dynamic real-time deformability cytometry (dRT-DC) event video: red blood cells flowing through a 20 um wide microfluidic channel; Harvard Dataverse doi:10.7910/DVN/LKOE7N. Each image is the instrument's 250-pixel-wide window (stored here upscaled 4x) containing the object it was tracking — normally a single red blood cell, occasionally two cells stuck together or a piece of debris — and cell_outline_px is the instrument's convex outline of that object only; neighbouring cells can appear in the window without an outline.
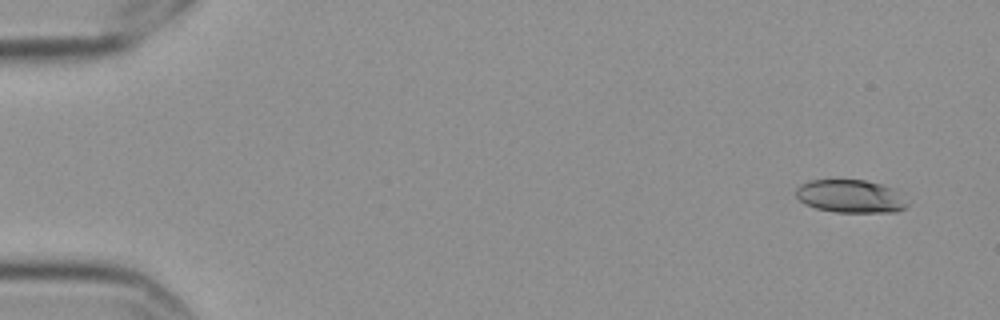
{"species": "Egyptian fruit bat (a non-hibernating species)", "species_latin": "Rousettus aegyptiacus", "temperature_condition": "cold", "stored_images_in_passage": 5, "camera_frame_rate_fps": 3000, "um_per_image_px": 0.085, "frame": {"image": 1, "passage_image": 1, "time_ms": 0.0, "image_size_px": [1000, 320], "cell_outline_px": [[908, 204], [904, 208], [896, 212], [836, 212], [816, 208], [804, 204], [796, 196], [796, 188], [800, 184], [812, 180], [864, 180], [880, 184], [892, 188]], "centroid_in_image_um": [72.24, 16.69], "position_along_channel_um": 12.8, "area_um2": 21.15}}
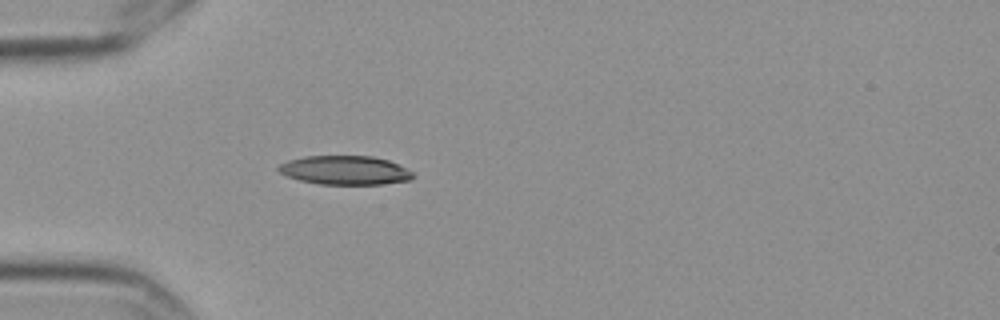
{"frame": {"image": 2, "passage_image": 5, "time_ms": 1.333, "image_size_px": [1000, 320], "cell_outline_px": [[416, 176], [412, 180], [380, 184], [320, 184], [300, 180], [288, 176], [280, 172], [276, 168], [280, 164], [288, 160], [304, 156], [372, 156], [388, 160], [412, 172]], "centroid_in_image_um": [29.32, 14.47], "position_along_channel_um": 55.7, "area_um2": 22.54}}